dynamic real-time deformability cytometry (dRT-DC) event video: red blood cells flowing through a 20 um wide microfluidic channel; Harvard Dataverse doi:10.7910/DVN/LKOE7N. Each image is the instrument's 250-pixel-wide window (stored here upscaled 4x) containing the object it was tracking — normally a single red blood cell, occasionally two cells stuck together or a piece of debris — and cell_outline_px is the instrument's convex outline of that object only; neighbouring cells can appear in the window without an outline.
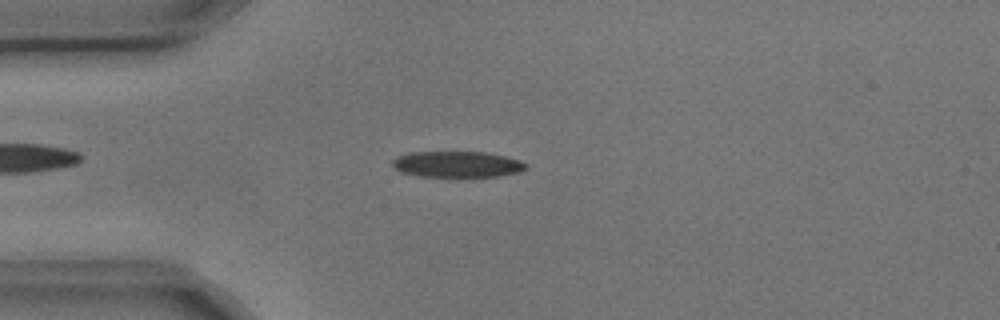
{"species": "common noctule bat (a hibernating species)", "species_latin": "Nyctalus noctula", "temperature_condition": "cold", "stored_images_in_passage": 4, "camera_frame_rate_fps": 3000, "um_per_image_px": 0.085, "animal": {"sex": "male", "body_mass_g": 17.9, "forearm_length_mm": 54.2}, "frame": {"image": 1, "passage_image": 4, "time_ms": 1.0, "image_size_px": [1000, 320], "cell_outline_px": [[528, 168], [516, 172], [496, 176], [420, 176], [400, 172], [392, 164], [392, 160], [396, 156], [408, 152], [488, 152], [520, 160], [528, 164]], "centroid_in_image_um": [38.84, 13.95], "position_along_channel_um": 46.2, "area_um2": 20.17}}